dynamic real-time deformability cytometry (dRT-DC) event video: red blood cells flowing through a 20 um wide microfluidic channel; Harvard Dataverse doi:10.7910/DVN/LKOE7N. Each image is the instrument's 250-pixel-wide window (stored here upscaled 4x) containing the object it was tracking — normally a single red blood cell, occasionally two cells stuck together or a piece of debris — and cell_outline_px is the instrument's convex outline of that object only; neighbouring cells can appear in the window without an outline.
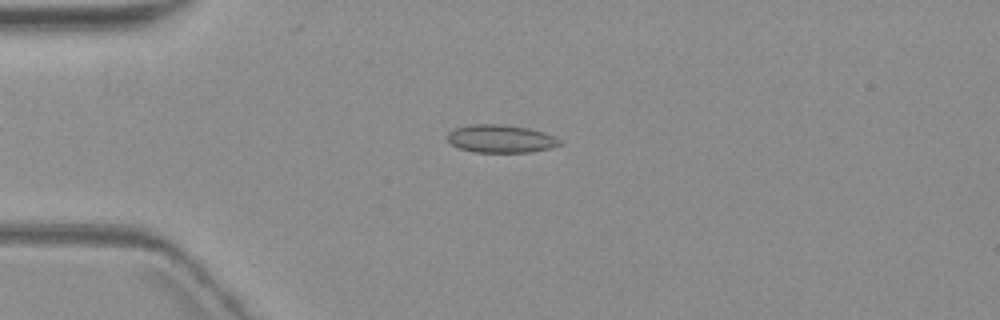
{"species": "common noctule bat (a hibernating species)", "species_latin": "Nyctalus noctula", "temperature_condition": "warm", "stored_images_in_passage": 7, "camera_frame_rate_fps": 3000, "um_per_image_px": 0.085, "animal": {"sex": "female", "body_mass_g": 19.3, "forearm_length_mm": 54.1}, "frame": {"image": 1, "passage_image": 4, "time_ms": 3.667, "image_size_px": [1000, 320], "cell_outline_px": [[564, 144], [552, 148], [532, 152], [472, 152], [460, 148], [452, 144], [448, 140], [448, 132], [456, 128], [472, 124], [500, 124], [528, 128], [544, 132], [556, 136]], "centroid_in_image_um": [42.62, 11.8], "position_along_channel_um": 42.4, "area_um2": 18.38}}
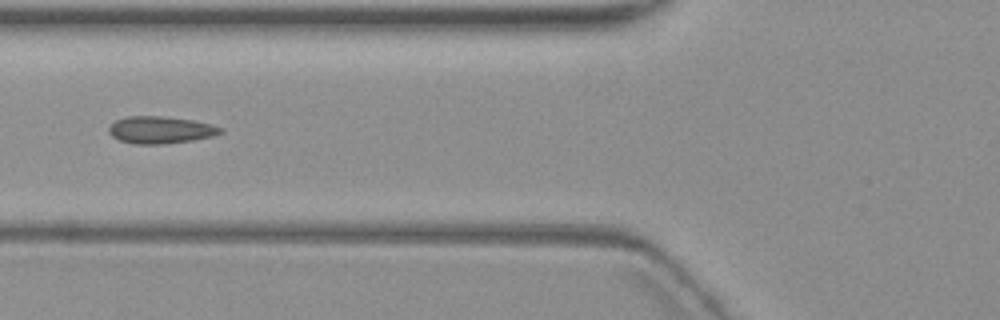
{"frame": {"image": 2, "passage_image": 6, "time_ms": 6.333, "image_size_px": [1000, 320], "cell_outline_px": [[224, 132], [212, 136], [192, 140], [164, 144], [132, 144], [120, 140], [112, 136], [108, 132], [108, 128], [116, 120], [128, 116], [160, 116], [192, 120], [212, 124], [224, 128]], "centroid_in_image_um": [13.65, 11.04], "position_along_channel_um": 112.1, "area_um2": 17.69}}
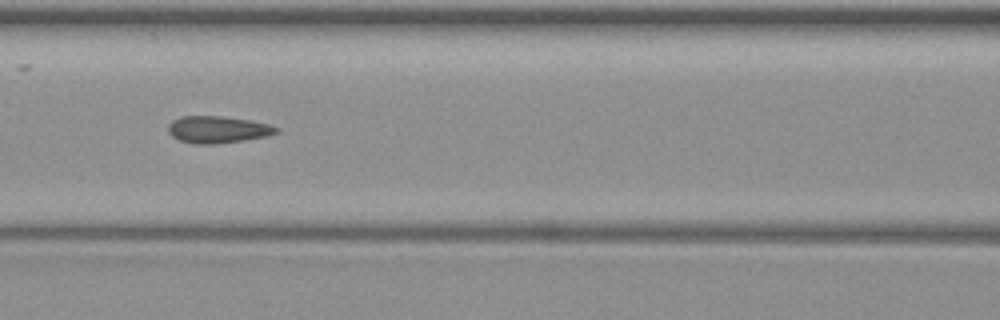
{"frame": {"image": 3, "passage_image": 7, "time_ms": 7.333, "image_size_px": [1000, 320], "cell_outline_px": [[280, 132], [268, 136], [244, 140], [216, 144], [192, 144], [180, 140], [172, 136], [168, 132], [168, 124], [172, 120], [180, 116], [224, 116], [252, 120], [268, 124], [280, 128]], "centroid_in_image_um": [18.52, 11.01], "position_along_channel_um": 148.1, "area_um2": 17.28}}